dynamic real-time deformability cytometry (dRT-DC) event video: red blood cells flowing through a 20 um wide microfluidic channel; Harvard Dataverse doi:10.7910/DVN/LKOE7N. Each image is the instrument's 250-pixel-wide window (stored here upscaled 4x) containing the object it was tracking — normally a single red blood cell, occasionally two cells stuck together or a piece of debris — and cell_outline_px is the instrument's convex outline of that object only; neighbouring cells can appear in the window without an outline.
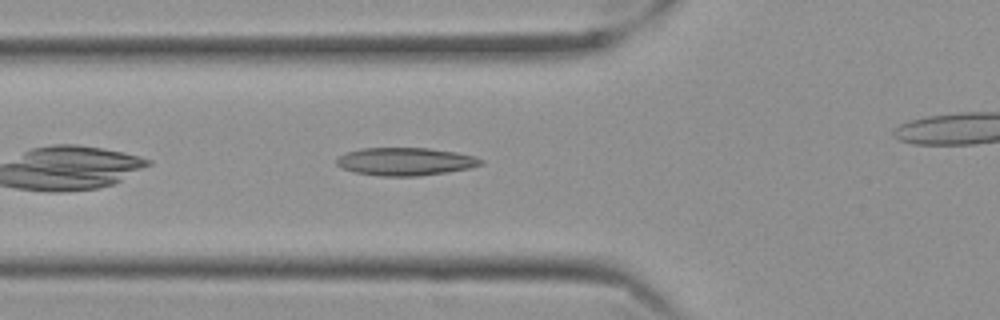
{"species": "Egyptian fruit bat (a non-hibernating species)", "species_latin": "Rousettus aegyptiacus", "temperature_condition": "cold", "stored_images_in_passage": 34, "camera_frame_rate_fps": 3000, "um_per_image_px": 0.085, "frame": {"image": 1, "passage_image": 5, "time_ms": 1.333, "image_size_px": [1000, 320], "cell_outline_px": [[484, 164], [472, 168], [416, 176], [380, 176], [356, 172], [340, 168], [336, 164], [336, 160], [340, 156], [348, 152], [360, 148], [428, 148], [456, 152], [476, 156], [484, 160]], "centroid_in_image_um": [34.49, 13.73], "position_along_channel_um": 91.3, "area_um2": 23.47}}
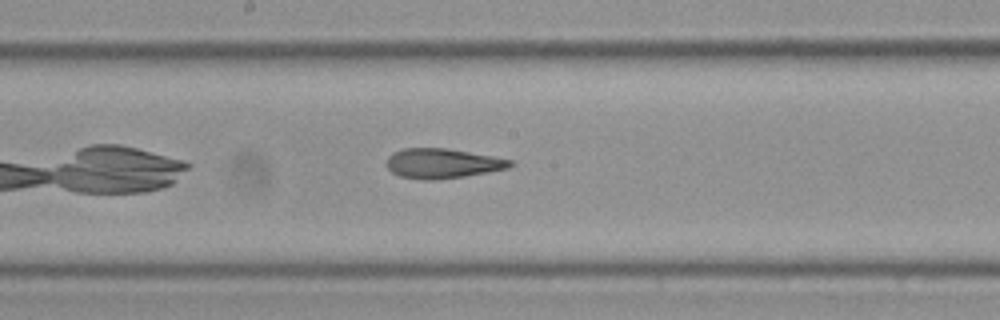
{"frame": {"image": 2, "passage_image": 15, "time_ms": 4.667, "image_size_px": [1000, 320], "cell_outline_px": [[516, 164], [508, 168], [488, 172], [464, 176], [432, 180], [424, 180], [400, 176], [392, 172], [384, 164], [388, 156], [392, 152], [400, 148], [448, 148], [492, 156], [512, 160]], "centroid_in_image_um": [37.58, 13.88], "position_along_channel_um": 210.6, "area_um2": 21.62}}
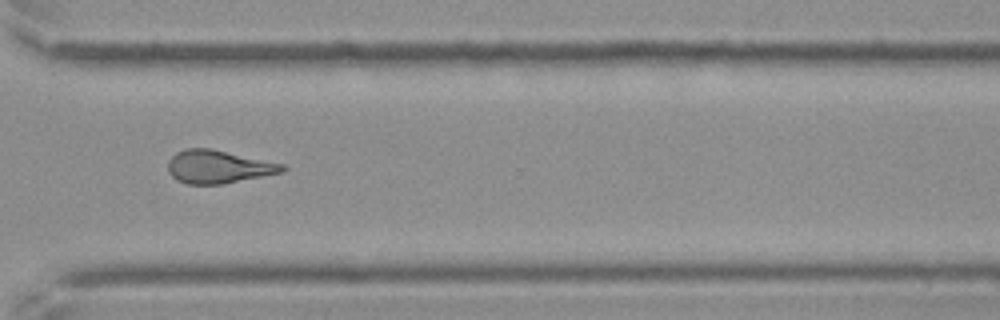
{"frame": {"image": 3, "passage_image": 27, "time_ms": 8.667, "image_size_px": [1000, 320], "cell_outline_px": [[288, 168], [284, 172], [220, 184], [188, 184], [176, 180], [168, 172], [168, 160], [176, 152], [188, 148], [212, 148], [284, 164]], "centroid_in_image_um": [18.56, 14.16], "position_along_channel_um": 352.0, "area_um2": 22.08}}